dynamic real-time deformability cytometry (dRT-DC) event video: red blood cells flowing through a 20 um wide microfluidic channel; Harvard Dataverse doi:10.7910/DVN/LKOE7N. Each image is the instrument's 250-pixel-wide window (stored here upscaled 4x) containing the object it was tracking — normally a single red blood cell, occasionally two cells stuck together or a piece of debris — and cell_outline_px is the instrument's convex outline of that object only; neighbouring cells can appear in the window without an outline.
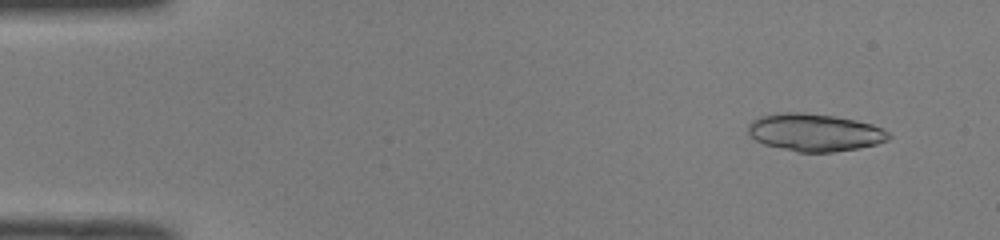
{"species": "common noctule bat (a hibernating species)", "species_latin": "Nyctalus noctula", "temperature_condition": "room temperature", "stored_images_in_passage": 50, "camera_frame_rate_fps": 3000, "um_per_image_px": 0.085, "animal": {"sex": "male", "body_mass_g": 19.0, "forearm_length_mm": 50.8}, "frame": {"image": 1, "passage_image": 4, "time_ms": 1.0, "image_size_px": [1000, 240], "cell_outline_px": [[892, 136], [888, 140], [876, 144], [860, 148], [832, 152], [796, 152], [764, 144], [748, 136], [748, 124], [752, 120], [760, 116], [784, 112], [804, 112], [836, 116], [856, 120], [872, 124], [888, 132]], "centroid_in_image_um": [69.23, 11.25], "position_along_channel_um": 15.8, "area_um2": 30.98}}
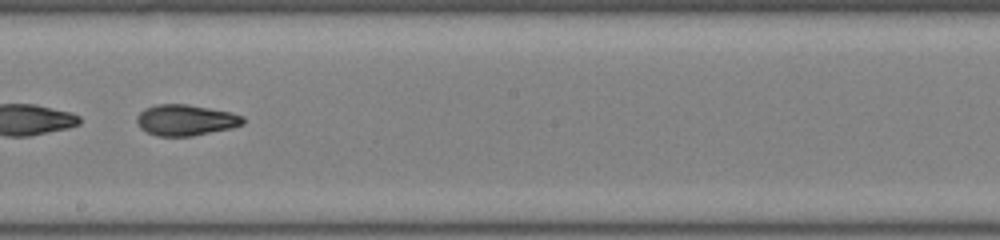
{"frame": {"image": 2, "passage_image": 29, "time_ms": 9.333, "image_size_px": [1000, 240], "cell_outline_px": [[244, 124], [232, 128], [192, 136], [156, 136], [140, 128], [136, 120], [136, 116], [144, 108], [156, 104], [188, 104], [232, 112], [244, 116]], "centroid_in_image_um": [15.79, 10.2], "position_along_channel_um": 232.4, "area_um2": 19.36}}
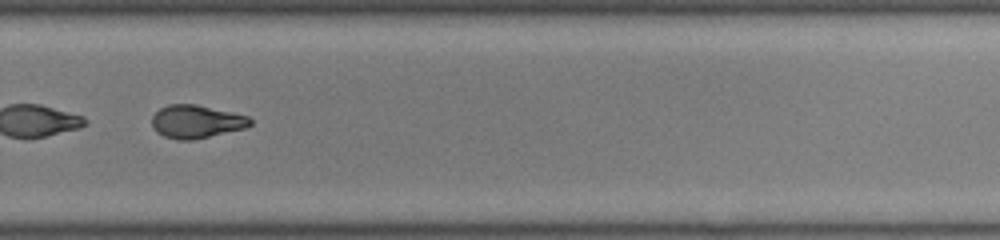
{"frame": {"image": 3, "passage_image": 35, "time_ms": 11.333, "image_size_px": [1000, 240], "cell_outline_px": [[252, 124], [244, 128], [192, 140], [176, 140], [164, 136], [156, 132], [152, 124], [152, 116], [160, 108], [168, 104], [196, 104], [232, 112], [248, 116], [252, 120]], "centroid_in_image_um": [16.67, 10.33], "position_along_channel_um": 313.1, "area_um2": 18.9}, "authors_computed_cell_mechanics": {"area_um2": 25.5187, "velocity_mm_per_s": 4.033, "shape_relaxation_time_tau1_ms": 7.3095, "shape_relaxation_time_tau2_ms": 2.1981, "deformation_change_tau1": 0.2052, "deformation_change_tau2": 0.0692}}